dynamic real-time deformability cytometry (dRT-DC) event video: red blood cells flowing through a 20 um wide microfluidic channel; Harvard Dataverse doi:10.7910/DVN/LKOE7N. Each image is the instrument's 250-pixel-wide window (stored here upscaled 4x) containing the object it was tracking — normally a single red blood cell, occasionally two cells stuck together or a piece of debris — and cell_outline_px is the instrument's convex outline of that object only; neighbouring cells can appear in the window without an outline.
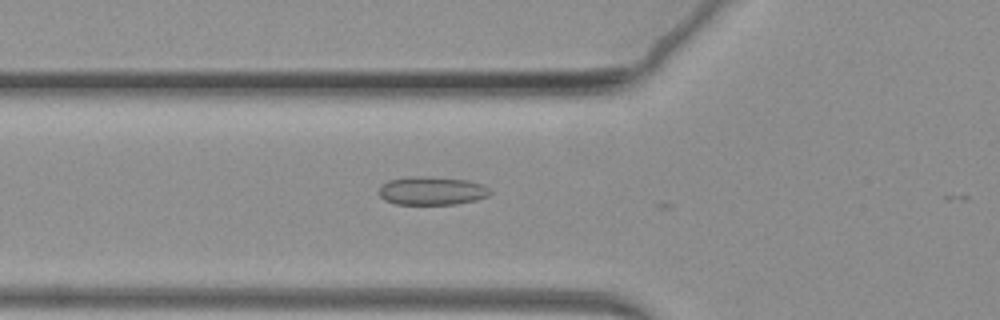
{"species": "common noctule bat (a hibernating species)", "species_latin": "Nyctalus noctula", "temperature_condition": "warm", "stored_images_in_passage": 9, "camera_frame_rate_fps": 3000, "um_per_image_px": 0.085, "animal": {"sex": "female", "body_mass_g": 19.3, "forearm_length_mm": 54.1}, "frame": {"image": 1, "passage_image": 2, "time_ms": 0.333, "image_size_px": [1000, 320], "cell_outline_px": [[492, 192], [488, 196], [476, 200], [456, 204], [396, 204], [384, 200], [380, 196], [380, 184], [388, 180], [408, 176], [428, 176], [468, 180], [480, 184], [488, 188]], "centroid_in_image_um": [36.68, 16.21], "position_along_channel_um": 89.1, "area_um2": 18.5}}
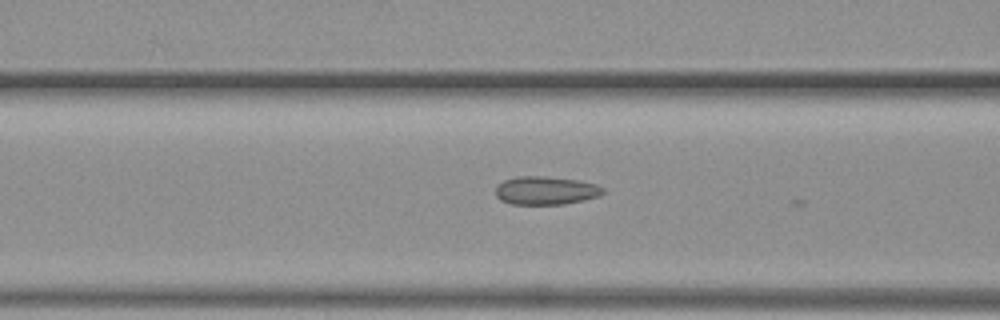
{"frame": {"image": 2, "passage_image": 5, "time_ms": 1.333, "image_size_px": [1000, 320], "cell_outline_px": [[604, 192], [600, 196], [584, 200], [564, 204], [512, 204], [500, 200], [496, 196], [496, 184], [504, 180], [516, 176], [544, 176], [580, 180], [596, 184], [604, 188]], "centroid_in_image_um": [46.39, 16.19], "position_along_channel_um": 120.2, "area_um2": 17.92}}
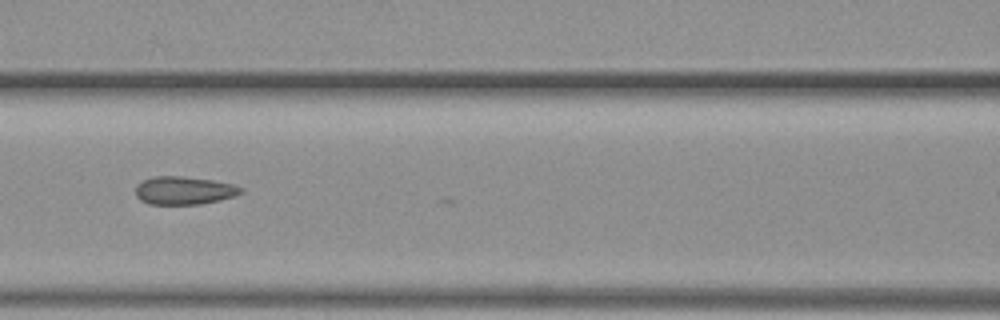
{"frame": {"image": 3, "passage_image": 8, "time_ms": 2.333, "image_size_px": [1000, 320], "cell_outline_px": [[244, 192], [236, 196], [220, 200], [200, 204], [148, 204], [140, 200], [136, 196], [136, 184], [152, 176], [180, 176], [212, 180], [236, 184], [244, 188]], "centroid_in_image_um": [15.68, 16.19], "position_along_channel_um": 150.9, "area_um2": 17.46}}